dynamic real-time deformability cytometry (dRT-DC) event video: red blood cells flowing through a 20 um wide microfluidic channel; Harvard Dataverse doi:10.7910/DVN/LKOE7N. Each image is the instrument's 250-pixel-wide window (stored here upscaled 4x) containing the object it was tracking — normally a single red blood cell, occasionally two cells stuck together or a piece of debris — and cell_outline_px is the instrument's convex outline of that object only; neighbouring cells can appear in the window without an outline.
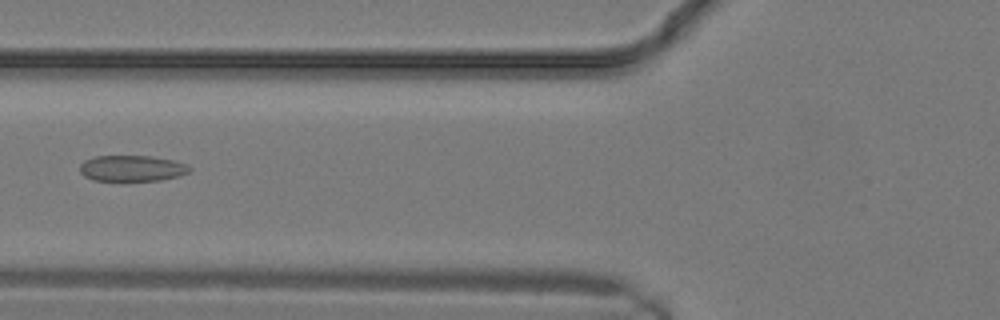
{"species": "common noctule bat (a hibernating species)", "species_latin": "Nyctalus noctula", "temperature_condition": "warm", "stored_images_in_passage": 7, "camera_frame_rate_fps": 3000, "um_per_image_px": 0.085, "animal": {"sex": "male", "body_mass_g": 19.2, "forearm_length_mm": 51.8}, "frame": {"image": 1, "passage_image": 6, "time_ms": 1.667, "image_size_px": [1000, 320], "cell_outline_px": [[192, 168], [188, 172], [180, 176], [160, 180], [92, 180], [84, 176], [80, 172], [80, 164], [84, 160], [96, 156], [148, 156], [172, 160], [188, 164]], "centroid_in_image_um": [11.22, 14.3], "position_along_channel_um": 114.6, "area_um2": 16.53}}